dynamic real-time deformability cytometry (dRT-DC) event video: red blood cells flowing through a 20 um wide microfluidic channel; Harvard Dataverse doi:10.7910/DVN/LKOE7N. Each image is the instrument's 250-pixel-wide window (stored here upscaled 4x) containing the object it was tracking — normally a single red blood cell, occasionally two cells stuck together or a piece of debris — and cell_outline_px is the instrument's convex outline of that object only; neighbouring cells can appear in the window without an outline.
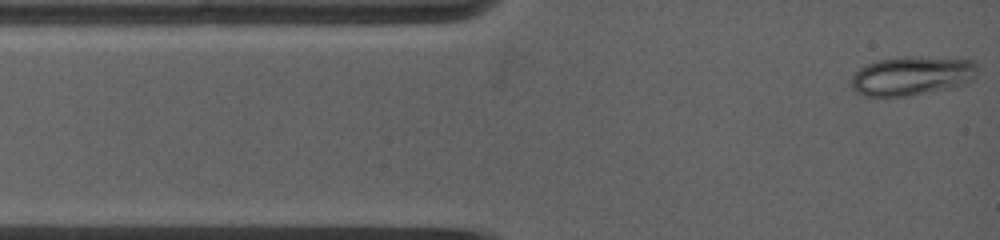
{"species": "common noctule bat (a hibernating species)", "species_latin": "Nyctalus noctula", "temperature_condition": "warm", "stored_images_in_passage": 4, "camera_frame_rate_fps": 5000, "um_per_image_px": 0.085, "animal": {"sex": "female", "body_mass_g": 19.0, "forearm_length_mm": 53.3}, "frame": {"image": 1, "passage_image": 1, "time_ms": 0.0, "image_size_px": [1000, 240], "cell_outline_px": [[980, 68], [976, 76], [972, 80], [964, 84], [948, 88], [912, 96], [864, 96], [856, 92], [848, 84], [848, 80], [860, 68], [868, 64], [880, 60], [900, 56], [920, 56], [972, 60]], "centroid_in_image_um": [77.51, 6.44], "position_along_channel_um": 7.5, "area_um2": 29.19}}